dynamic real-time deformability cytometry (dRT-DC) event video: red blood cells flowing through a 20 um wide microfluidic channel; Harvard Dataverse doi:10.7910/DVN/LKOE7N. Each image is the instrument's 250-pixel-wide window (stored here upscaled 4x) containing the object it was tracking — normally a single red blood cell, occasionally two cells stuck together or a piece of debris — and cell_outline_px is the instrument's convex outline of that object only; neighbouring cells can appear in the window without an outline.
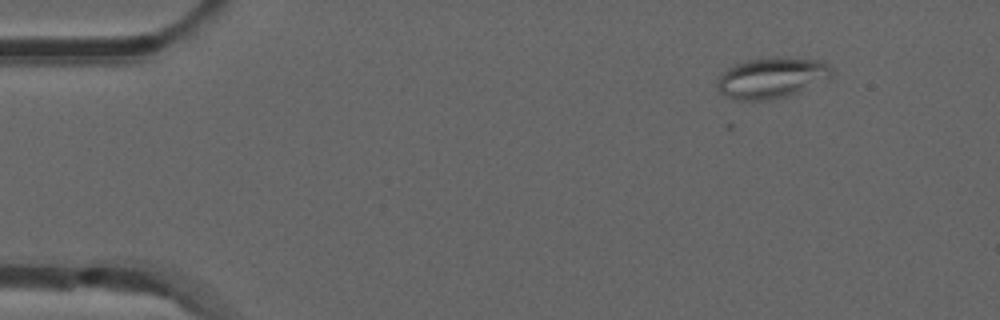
{"species": "common noctule bat (a hibernating species)", "species_latin": "Nyctalus noctula", "temperature_condition": "room temperature", "stored_images_in_passage": 2, "camera_frame_rate_fps": 3000, "um_per_image_px": 0.085, "animal": {"sex": "male", "forearm_length_mm": 52.5}, "frame": {"image": 1, "passage_image": 2, "time_ms": 0.333, "image_size_px": [1000, 320], "cell_outline_px": [[832, 76], [828, 80], [800, 92], [788, 96], [772, 100], [732, 100], [724, 96], [720, 92], [716, 84], [716, 80], [728, 68], [736, 64], [748, 60], [776, 56], [824, 60], [832, 68]], "centroid_in_image_um": [65.63, 6.62], "position_along_channel_um": 19.4, "area_um2": 27.8}}